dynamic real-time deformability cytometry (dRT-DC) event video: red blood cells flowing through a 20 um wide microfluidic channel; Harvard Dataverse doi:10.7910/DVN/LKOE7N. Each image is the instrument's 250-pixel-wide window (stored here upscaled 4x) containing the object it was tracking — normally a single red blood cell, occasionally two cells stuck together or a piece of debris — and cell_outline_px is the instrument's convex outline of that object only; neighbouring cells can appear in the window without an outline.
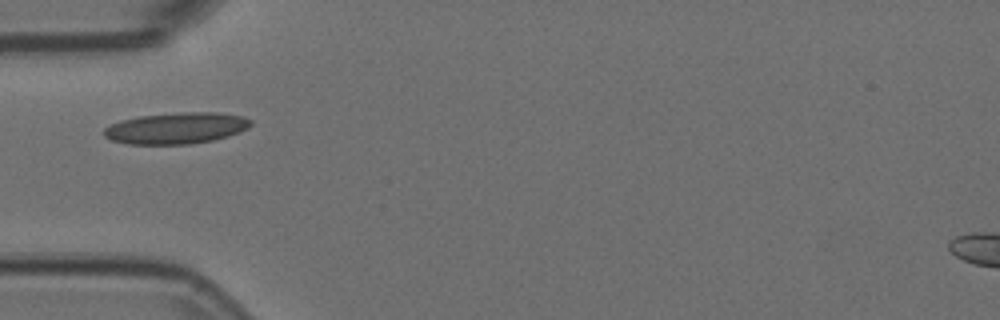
{"species": "Egyptian fruit bat (a non-hibernating species)", "species_latin": "Rousettus aegyptiacus", "temperature_condition": "room temperature", "stored_images_in_passage": 1, "camera_frame_rate_fps": 3000, "um_per_image_px": 0.085, "animal": {"sex": "female"}, "frame": {"image": 1, "passage_image": 1, "time_ms": 0.0, "image_size_px": [1000, 320], "cell_outline_px": [[252, 124], [248, 128], [240, 132], [228, 136], [212, 140], [192, 144], [128, 144], [112, 140], [104, 136], [104, 128], [120, 120], [140, 116], [180, 112], [220, 112], [244, 116], [252, 120]], "centroid_in_image_um": [15.02, 10.88], "position_along_channel_um": 70.0, "area_um2": 26.93}}